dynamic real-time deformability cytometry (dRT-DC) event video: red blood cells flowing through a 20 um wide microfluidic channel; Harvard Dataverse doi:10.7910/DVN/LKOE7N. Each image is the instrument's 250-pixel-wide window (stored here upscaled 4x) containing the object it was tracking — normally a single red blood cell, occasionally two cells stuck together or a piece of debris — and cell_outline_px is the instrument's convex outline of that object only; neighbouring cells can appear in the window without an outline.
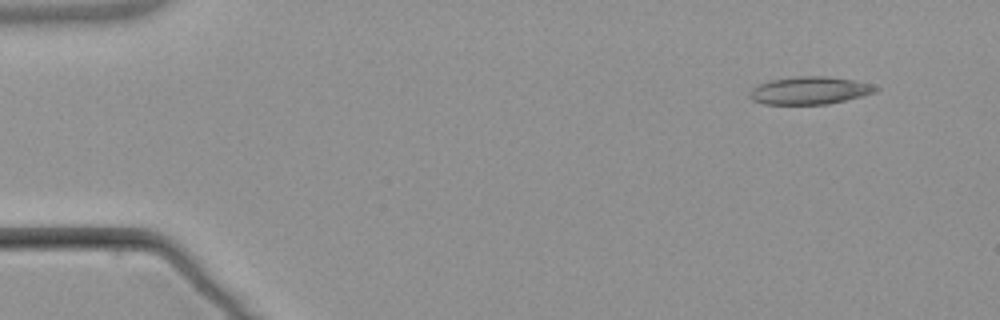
{"species": "common noctule bat (a hibernating species)", "species_latin": "Nyctalus noctula", "temperature_condition": "warm", "stored_images_in_passage": 4, "segment_of_instrument_passage": [2, 2], "camera_frame_rate_fps": 3000, "um_per_image_px": 0.085, "animal": {"sex": "male", "body_mass_g": 21.5, "forearm_length_mm": 52.0}, "frame": {"image": 1, "passage_image": 4, "time_ms": 3.667, "image_size_px": [1000, 320], "cell_outline_px": [[880, 88], [876, 92], [828, 104], [764, 104], [752, 100], [748, 96], [748, 92], [752, 88], [760, 84], [772, 80], [800, 76], [824, 76], [852, 80], [872, 84]], "centroid_in_image_um": [68.8, 7.7], "position_along_channel_um": 16.2, "area_um2": 20.11}}